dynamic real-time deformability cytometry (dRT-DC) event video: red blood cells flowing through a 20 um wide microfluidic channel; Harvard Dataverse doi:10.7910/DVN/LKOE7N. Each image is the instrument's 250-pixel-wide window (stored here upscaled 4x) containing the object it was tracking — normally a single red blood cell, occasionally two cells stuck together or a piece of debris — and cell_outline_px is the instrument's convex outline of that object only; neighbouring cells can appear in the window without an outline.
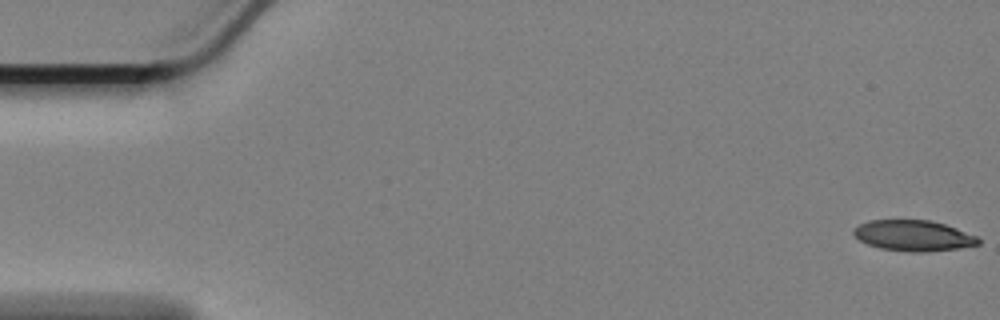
{"species": "Egyptian fruit bat (a non-hibernating species)", "species_latin": "Rousettus aegyptiacus", "temperature_condition": "cold", "stored_images_in_passage": 54, "camera_frame_rate_fps": 3000, "um_per_image_px": 0.085, "animal": {"sex": "female"}, "frame": {"image": 1, "passage_image": 1, "time_ms": 0.0, "image_size_px": [1000, 320], "cell_outline_px": [[980, 244], [960, 248], [924, 252], [912, 252], [880, 248], [868, 244], [860, 240], [852, 232], [860, 224], [868, 220], [928, 220], [944, 224], [956, 228], [976, 236], [980, 240]], "centroid_in_image_um": [77.65, 20.03], "position_along_channel_um": 7.3, "area_um2": 22.14}}
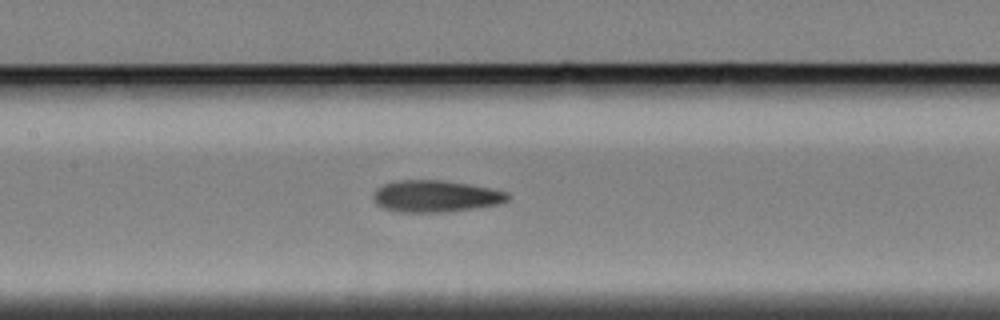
{"frame": {"image": 2, "passage_image": 27, "time_ms": 8.667, "image_size_px": [1000, 320], "cell_outline_px": [[512, 196], [508, 200], [500, 204], [476, 208], [444, 212], [400, 212], [384, 208], [376, 204], [372, 196], [376, 188], [384, 184], [396, 180], [444, 180], [468, 184], [508, 192]], "centroid_in_image_um": [37.03, 16.68], "position_along_channel_um": 170.4, "area_um2": 25.03}}
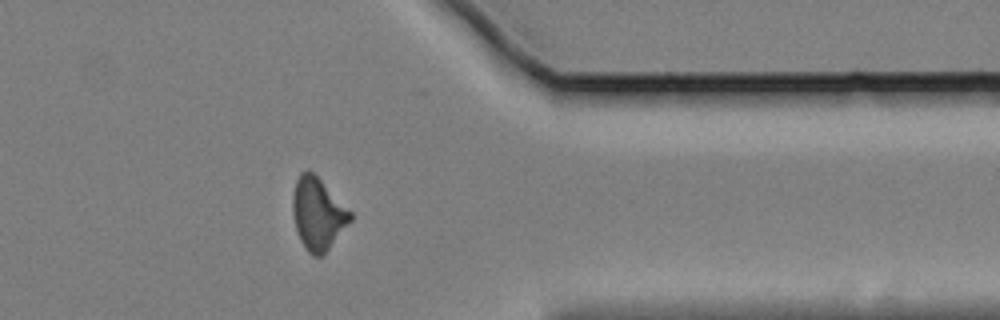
{"frame": {"image": 3, "passage_image": 47, "time_ms": 15.333, "image_size_px": [1000, 320], "cell_outline_px": [[352, 220], [324, 256], [312, 256], [304, 248], [300, 240], [296, 228], [292, 212], [292, 196], [296, 180], [300, 172], [312, 172], [352, 212]], "centroid_in_image_um": [27.02, 18.23], "position_along_channel_um": 384.4, "area_um2": 24.16}}